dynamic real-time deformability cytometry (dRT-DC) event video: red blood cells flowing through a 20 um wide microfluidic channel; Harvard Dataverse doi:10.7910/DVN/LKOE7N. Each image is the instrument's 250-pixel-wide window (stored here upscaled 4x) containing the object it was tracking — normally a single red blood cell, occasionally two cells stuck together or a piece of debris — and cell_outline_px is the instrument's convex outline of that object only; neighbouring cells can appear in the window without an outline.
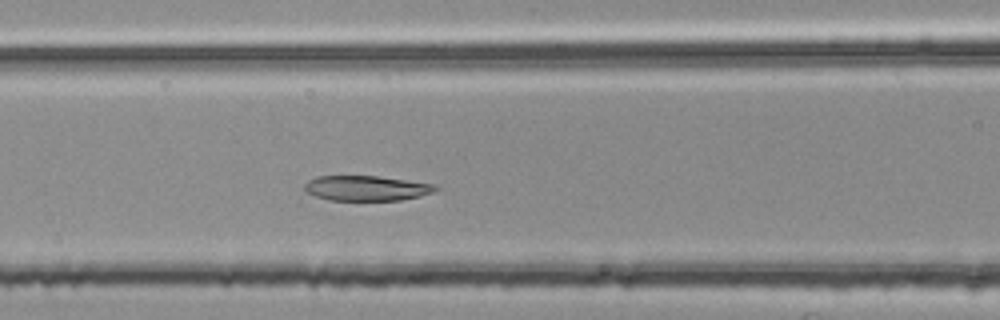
{"species": "common noctule bat (a hibernating species)", "species_latin": "Nyctalus noctula", "temperature_condition": "room temperature", "stored_images_in_passage": 45, "camera_frame_rate_fps": 3000, "um_per_image_px": 0.085, "animal": {"sex": "female", "body_mass_g": 25.1}, "frame": {"image": 1, "passage_image": 18, "time_ms": 5.667, "image_size_px": [1000, 320], "cell_outline_px": [[440, 188], [436, 192], [420, 196], [400, 200], [328, 200], [304, 192], [304, 184], [308, 180], [316, 176], [376, 176], [436, 184]], "centroid_in_image_um": [31.15, 15.99], "position_along_channel_um": 135.4, "area_um2": 19.31}}
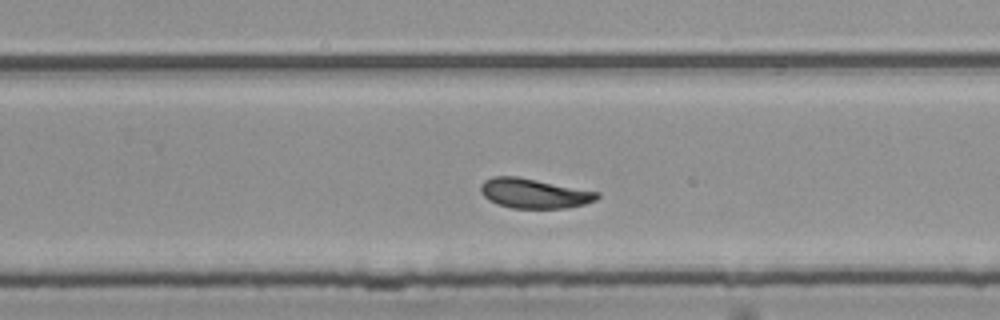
{"frame": {"image": 2, "passage_image": 30, "time_ms": 9.667, "image_size_px": [1000, 320], "cell_outline_px": [[600, 196], [596, 200], [584, 204], [568, 208], [512, 208], [496, 204], [488, 200], [480, 192], [480, 184], [484, 180], [492, 176], [516, 176], [600, 192]], "centroid_in_image_um": [45.37, 16.44], "position_along_channel_um": 284.4, "area_um2": 20.29}}
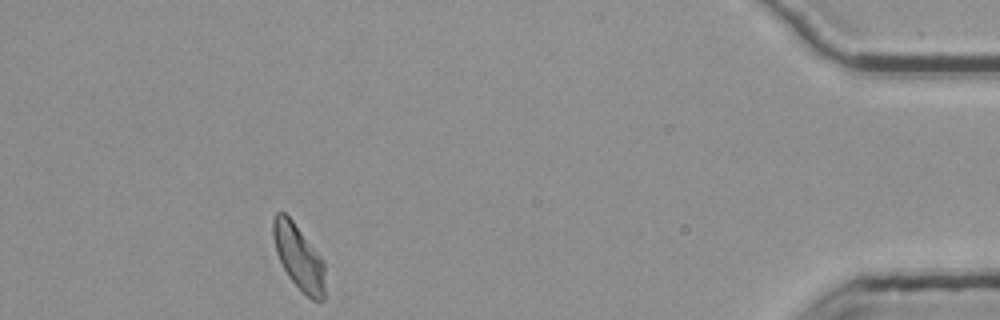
{"frame": {"image": 3, "passage_image": 45, "time_ms": 14.667, "image_size_px": [1000, 320], "cell_outline_px": [[324, 300], [320, 304], [312, 300], [288, 276], [276, 252], [272, 236], [272, 220], [276, 212], [284, 212], [292, 220], [320, 256], [324, 264]], "centroid_in_image_um": [25.38, 21.86], "position_along_channel_um": 409.8, "area_um2": 19.42}, "authors_computed_cell_mechanics": {"area_um2": 20.4034, "velocity_mm_per_s": 3.7403, "shape_relaxation_time_tau1_ms": null, "shape_relaxation_time_tau2_ms": 4.7379, "deformation_change_tau1": null, "deformation_change_tau2": 0.1056}}